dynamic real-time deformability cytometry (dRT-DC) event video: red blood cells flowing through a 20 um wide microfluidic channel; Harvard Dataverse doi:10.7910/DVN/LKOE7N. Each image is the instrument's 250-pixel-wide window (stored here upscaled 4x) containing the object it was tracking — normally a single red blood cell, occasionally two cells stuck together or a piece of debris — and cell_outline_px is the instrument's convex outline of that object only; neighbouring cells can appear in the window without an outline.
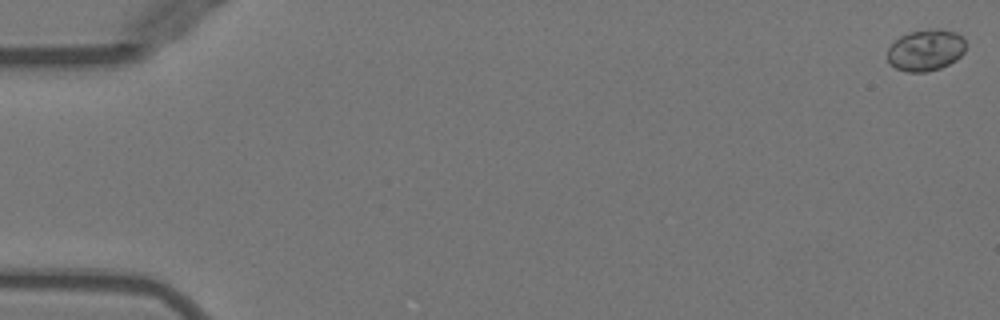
{"species": "Egyptian fruit bat (a non-hibernating species)", "species_latin": "Rousettus aegyptiacus", "temperature_condition": "warm", "stored_images_in_passage": 46, "camera_frame_rate_fps": 3000, "um_per_image_px": 0.085, "animal": {"sex": "female"}, "frame": {"image": 1, "passage_image": 1, "time_ms": 0.0, "image_size_px": [1000, 320], "cell_outline_px": [[964, 52], [956, 60], [940, 68], [924, 72], [908, 72], [896, 68], [888, 64], [888, 48], [900, 36], [908, 32], [928, 28], [940, 28], [956, 32], [964, 36]], "centroid_in_image_um": [78.69, 4.24], "position_along_channel_um": 6.3, "area_um2": 19.13}}
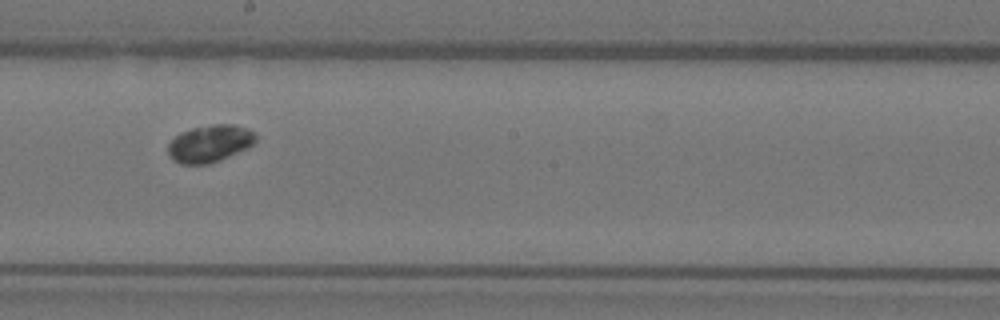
{"frame": {"image": 2, "passage_image": 30, "time_ms": 9.667, "image_size_px": [1000, 320], "cell_outline_px": [[256, 140], [248, 148], [220, 160], [208, 164], [180, 164], [172, 160], [168, 152], [168, 144], [180, 132], [192, 128], [212, 124], [236, 124], [248, 128], [256, 132]], "centroid_in_image_um": [17.85, 12.19], "position_along_channel_um": 230.3, "area_um2": 19.19}}
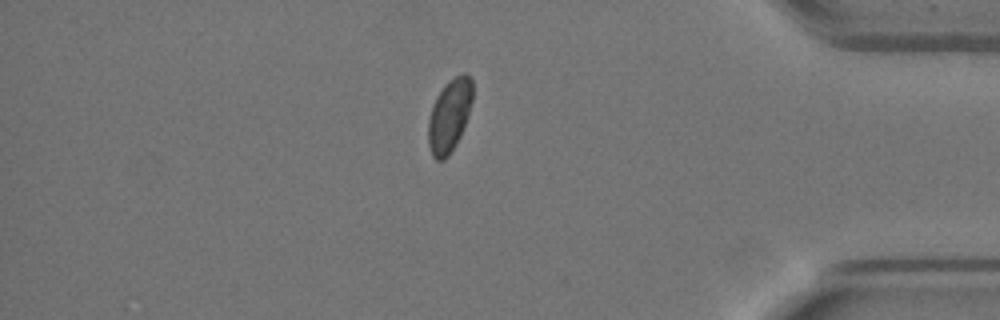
{"frame": {"image": 3, "passage_image": 45, "time_ms": 14.667, "image_size_px": [1000, 320], "cell_outline_px": [[472, 100], [460, 136], [456, 144], [448, 156], [444, 160], [436, 160], [432, 156], [428, 144], [428, 120], [432, 104], [436, 96], [448, 80], [464, 72], [472, 80]], "centroid_in_image_um": [38.17, 9.83], "position_along_channel_um": 397.0, "area_um2": 18.73}}